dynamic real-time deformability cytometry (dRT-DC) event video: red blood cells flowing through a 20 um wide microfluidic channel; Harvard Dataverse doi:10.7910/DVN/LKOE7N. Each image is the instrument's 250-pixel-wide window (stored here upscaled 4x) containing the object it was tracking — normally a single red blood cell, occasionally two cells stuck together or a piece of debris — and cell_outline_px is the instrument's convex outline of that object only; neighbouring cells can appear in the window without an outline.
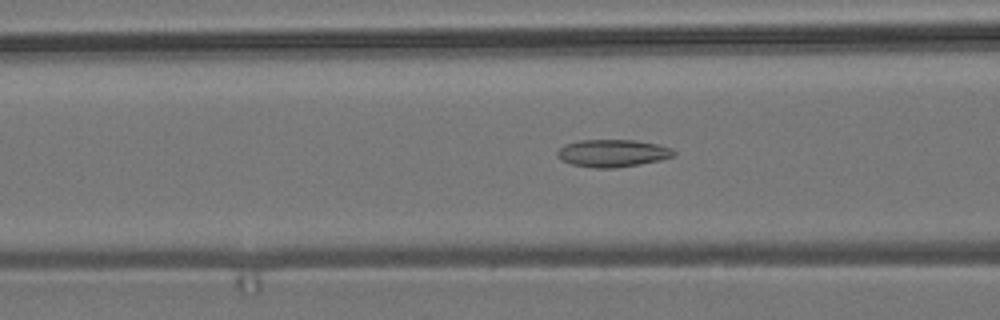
{"species": "common noctule bat (a hibernating species)", "species_latin": "Nyctalus noctula", "temperature_condition": "room temperature", "stored_images_in_passage": 56, "camera_frame_rate_fps": 3000, "um_per_image_px": 0.085, "animal": {"sex": "male", "body_mass_g": 19.2, "forearm_length_mm": 51.8}, "frame": {"image": 1, "passage_image": 22, "time_ms": 7.0, "image_size_px": [1000, 320], "cell_outline_px": [[676, 156], [660, 160], [640, 164], [616, 168], [592, 168], [572, 164], [560, 160], [556, 156], [556, 152], [564, 144], [580, 140], [636, 140], [660, 144], [672, 148], [676, 152]], "centroid_in_image_um": [52.08, 13.02], "position_along_channel_um": 114.5, "area_um2": 18.96}}
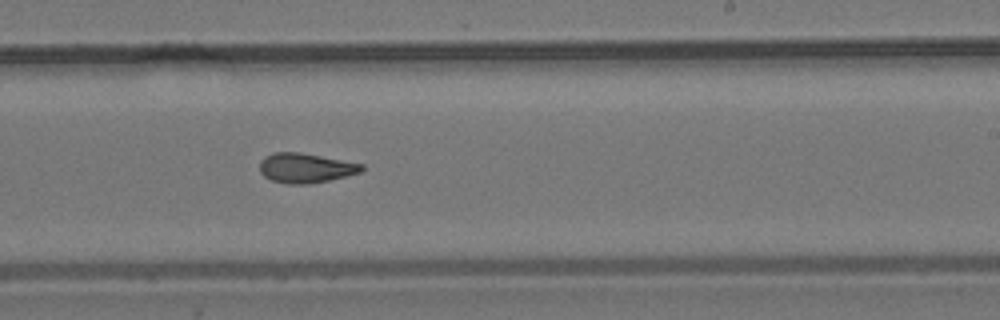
{"frame": {"image": 2, "passage_image": 34, "time_ms": 11.0, "image_size_px": [1000, 320], "cell_outline_px": [[364, 168], [360, 172], [328, 180], [308, 184], [288, 184], [272, 180], [264, 176], [260, 172], [260, 160], [264, 156], [272, 152], [300, 152], [364, 164]], "centroid_in_image_um": [25.94, 14.26], "position_along_channel_um": 263.1, "area_um2": 17.57}}
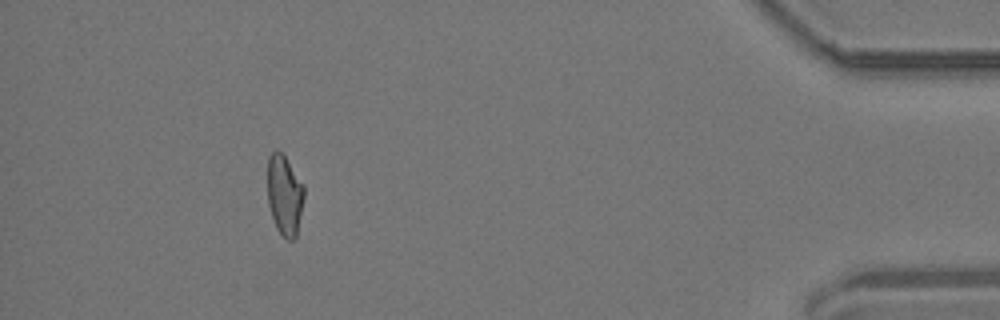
{"frame": {"image": 3, "passage_image": 51, "time_ms": 16.667, "image_size_px": [1000, 320], "cell_outline_px": [[304, 196], [296, 236], [292, 240], [288, 240], [276, 228], [268, 204], [268, 156], [276, 148], [284, 156], [304, 184]], "centroid_in_image_um": [24.18, 16.56], "position_along_channel_um": 411.0, "area_um2": 16.94}, "authors_computed_cell_mechanics": {"area_um2": 17.8891, "velocity_mm_per_s": 3.7098, "shape_relaxation_time_tau1_ms": null, "shape_relaxation_time_tau2_ms": 3.1749, "deformation_change_tau1": null, "deformation_change_tau2": 0.0998}}